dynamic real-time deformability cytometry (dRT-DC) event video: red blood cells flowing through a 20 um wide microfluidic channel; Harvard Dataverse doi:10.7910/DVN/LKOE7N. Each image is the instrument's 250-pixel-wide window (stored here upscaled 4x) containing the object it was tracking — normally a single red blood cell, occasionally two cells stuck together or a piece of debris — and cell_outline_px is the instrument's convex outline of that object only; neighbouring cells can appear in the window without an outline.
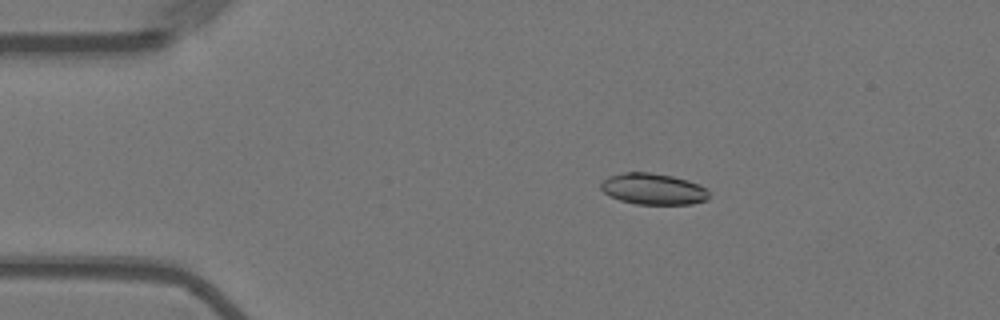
{"species": "Egyptian fruit bat (a non-hibernating species)", "species_latin": "Rousettus aegyptiacus", "temperature_condition": "warm", "stored_images_in_passage": 55, "camera_frame_rate_fps": 3000, "um_per_image_px": 0.085, "animal": {"sex": "female"}, "frame": {"image": 1, "passage_image": 9, "time_ms": 2.667, "image_size_px": [1000, 320], "cell_outline_px": [[708, 200], [692, 204], [636, 204], [620, 200], [604, 192], [600, 188], [600, 184], [608, 176], [624, 172], [648, 172], [672, 176], [688, 180], [708, 188]], "centroid_in_image_um": [55.54, 16.06], "position_along_channel_um": 29.5, "area_um2": 19.71}}
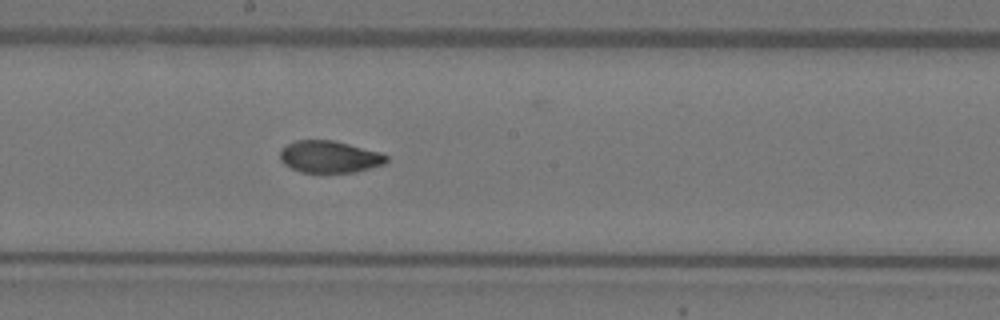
{"frame": {"image": 2, "passage_image": 29, "time_ms": 9.333, "image_size_px": [1000, 320], "cell_outline_px": [[388, 160], [384, 164], [356, 172], [300, 172], [284, 164], [280, 160], [280, 148], [296, 140], [332, 140], [384, 152], [388, 156]], "centroid_in_image_um": [28.03, 13.32], "position_along_channel_um": 220.2, "area_um2": 20.0}}
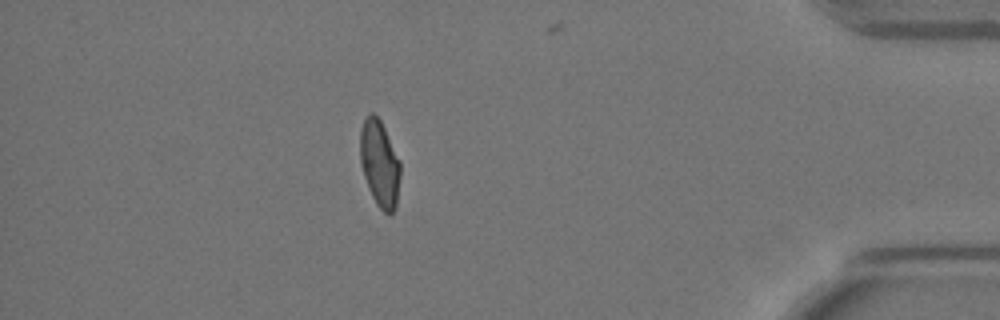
{"frame": {"image": 3, "passage_image": 48, "time_ms": 15.667, "image_size_px": [1000, 320], "cell_outline_px": [[400, 176], [396, 208], [388, 216], [376, 204], [368, 188], [360, 164], [360, 128], [368, 112], [372, 112], [380, 120], [400, 160]], "centroid_in_image_um": [32.26, 13.91], "position_along_channel_um": 402.9, "area_um2": 20.4}, "authors_computed_cell_mechanics": {"area_um2": 20.4612, "velocity_mm_per_s": 3.6138, "shape_relaxation_time_tau1_ms": null, "shape_relaxation_time_tau2_ms": 2.1782, "deformation_change_tau1": null, "deformation_change_tau2": 0.0657}}